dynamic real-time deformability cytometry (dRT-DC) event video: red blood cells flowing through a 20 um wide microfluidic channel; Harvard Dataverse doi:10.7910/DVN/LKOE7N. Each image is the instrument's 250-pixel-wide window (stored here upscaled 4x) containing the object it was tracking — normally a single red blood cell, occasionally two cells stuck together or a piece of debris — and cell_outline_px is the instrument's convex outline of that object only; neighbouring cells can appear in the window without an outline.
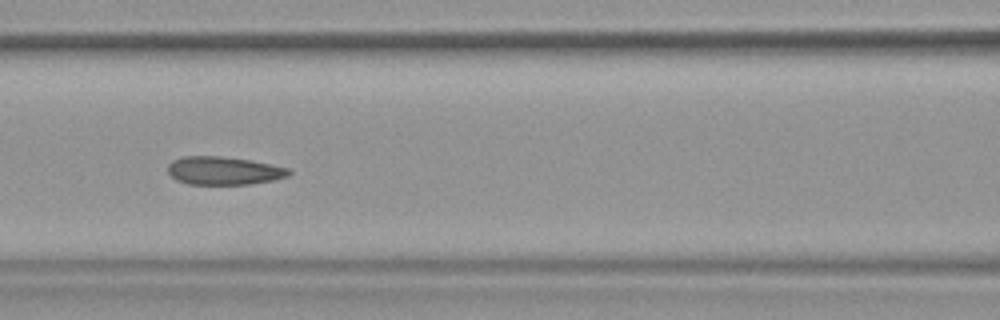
{"species": "common noctule bat (a hibernating species)", "species_latin": "Nyctalus noctula", "temperature_condition": "warm", "stored_images_in_passage": 52, "camera_frame_rate_fps": 3000, "um_per_image_px": 0.085, "animal": {"sex": "female", "body_mass_g": 19.9}, "frame": {"image": 1, "passage_image": 23, "time_ms": 7.333, "image_size_px": [1000, 320], "cell_outline_px": [[292, 172], [288, 176], [272, 180], [252, 184], [188, 184], [176, 180], [168, 172], [168, 164], [172, 160], [184, 156], [220, 156], [248, 160], [288, 168]], "centroid_in_image_um": [18.99, 14.51], "position_along_channel_um": 147.6, "area_um2": 19.71}, "authors_computed_cell_mechanics": {"area_um2": 20.6346, "velocity_mm_per_s": 3.7932, "shape_relaxation_time_tau1_ms": null, "shape_relaxation_time_tau2_ms": 1.6353, "deformation_change_tau1": null, "deformation_change_tau2": 0.0704}}